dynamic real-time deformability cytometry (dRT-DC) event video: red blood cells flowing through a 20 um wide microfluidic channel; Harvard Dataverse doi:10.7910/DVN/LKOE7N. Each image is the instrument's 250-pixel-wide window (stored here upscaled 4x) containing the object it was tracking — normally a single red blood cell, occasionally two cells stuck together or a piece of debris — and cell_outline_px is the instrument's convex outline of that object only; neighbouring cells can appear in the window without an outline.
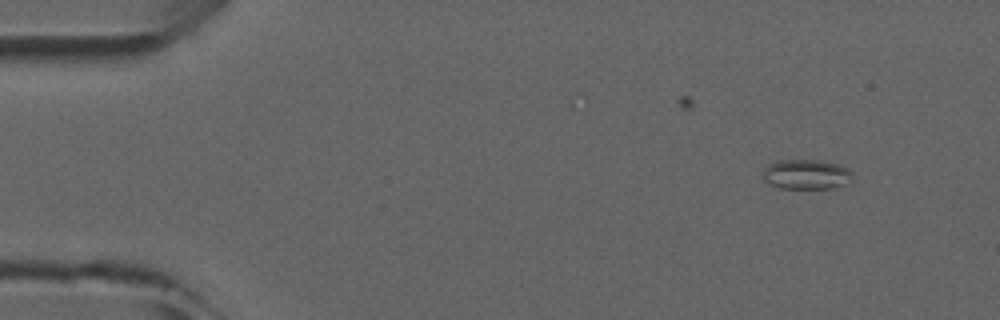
{"species": "common noctule bat (a hibernating species)", "species_latin": "Nyctalus noctula", "temperature_condition": "room temperature", "stored_images_in_passage": 4, "camera_frame_rate_fps": 3000, "um_per_image_px": 0.085, "animal": {"sex": "male", "forearm_length_mm": 52.5}, "frame": {"image": 1, "passage_image": 1, "time_ms": 0.0, "image_size_px": [1000, 320], "cell_outline_px": [[852, 180], [844, 184], [832, 188], [780, 188], [764, 180], [760, 176], [764, 168], [768, 164], [780, 160], [820, 160], [840, 164], [848, 168], [852, 172]], "centroid_in_image_um": [68.53, 14.81], "position_along_channel_um": 16.5, "area_um2": 15.72}}
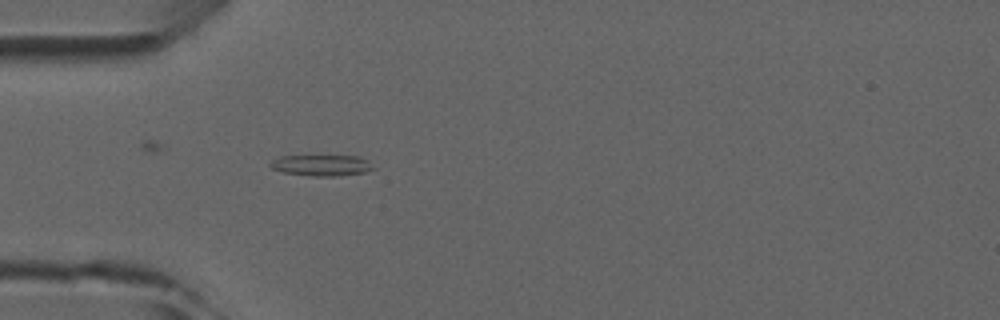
{"frame": {"image": 2, "passage_image": 4, "time_ms": 3.333, "image_size_px": [1000, 320], "cell_outline_px": [[376, 168], [364, 172], [336, 176], [312, 176], [284, 172], [272, 168], [268, 164], [272, 160], [280, 156], [360, 156], [368, 160]], "centroid_in_image_um": [27.35, 14.04], "position_along_channel_um": 57.6, "area_um2": 12.6}}